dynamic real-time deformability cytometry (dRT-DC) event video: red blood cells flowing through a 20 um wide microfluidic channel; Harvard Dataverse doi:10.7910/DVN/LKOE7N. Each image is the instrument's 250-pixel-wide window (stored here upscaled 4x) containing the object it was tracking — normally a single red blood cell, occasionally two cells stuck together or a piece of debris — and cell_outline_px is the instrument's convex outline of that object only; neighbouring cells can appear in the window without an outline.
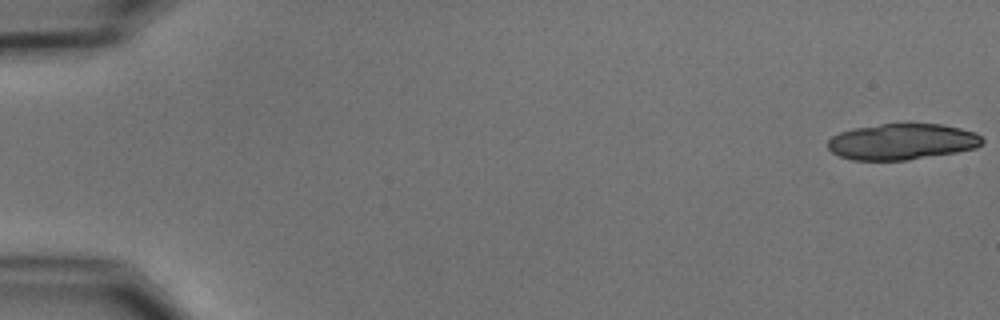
{"species": "common noctule bat (a hibernating species)", "species_latin": "Nyctalus noctula", "temperature_condition": "cold", "stored_images_in_passage": 20, "camera_frame_rate_fps": 3000, "um_per_image_px": 0.085, "animal": {"sex": "male", "body_mass_g": 15.6}, "frame": {"image": 1, "passage_image": 1, "time_ms": 0.0, "image_size_px": [1000, 320], "cell_outline_px": [[984, 144], [976, 148], [956, 152], [908, 160], [852, 160], [840, 156], [832, 152], [828, 148], [828, 140], [832, 136], [840, 132], [856, 128], [880, 124], [940, 124], [960, 128], [976, 132], [984, 140]], "centroid_in_image_um": [76.7, 12.05], "position_along_channel_um": 8.3, "area_um2": 32.43}}